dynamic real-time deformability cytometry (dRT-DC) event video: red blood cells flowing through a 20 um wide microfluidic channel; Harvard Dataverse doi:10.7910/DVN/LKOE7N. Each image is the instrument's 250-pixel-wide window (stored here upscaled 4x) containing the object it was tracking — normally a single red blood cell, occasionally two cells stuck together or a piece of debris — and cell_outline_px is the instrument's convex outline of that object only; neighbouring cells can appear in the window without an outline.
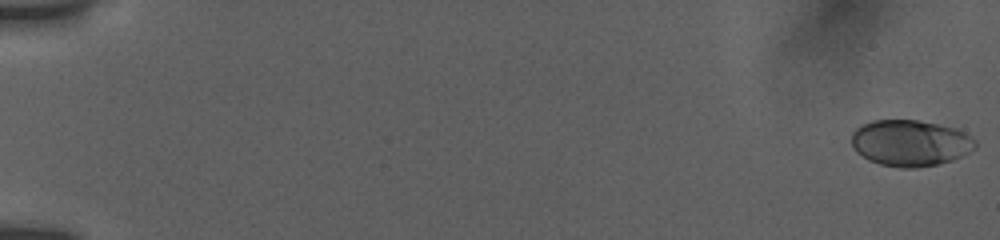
{"species": "human", "species_latin": "Homo sapiens", "temperature_condition": "room temperature", "stored_images_in_passage": 12, "camera_frame_rate_fps": 3000, "um_per_image_px": 0.085, "donor": {"sex": "female"}, "frame": {"image": 1, "passage_image": 1, "time_ms": 0.0, "image_size_px": [1000, 240], "cell_outline_px": [[976, 148], [952, 160], [936, 164], [916, 168], [900, 168], [880, 164], [868, 160], [856, 152], [852, 148], [852, 132], [856, 128], [872, 120], [916, 120], [956, 128], [972, 136], [976, 140]], "centroid_in_image_um": [77.36, 12.16], "position_along_channel_um": 7.6, "area_um2": 33.41}}
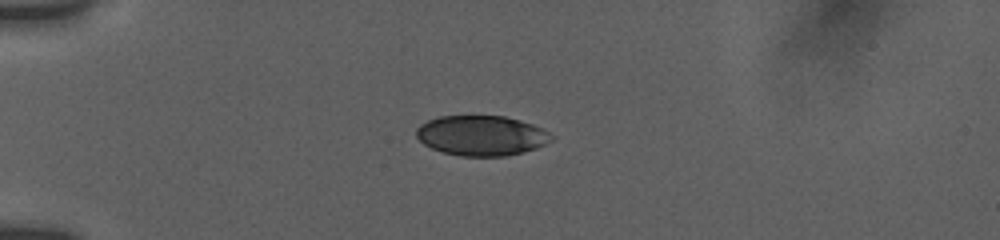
{"frame": {"image": 2, "passage_image": 7, "time_ms": 5.0, "image_size_px": [1000, 240], "cell_outline_px": [[556, 136], [552, 140], [536, 148], [508, 156], [460, 156], [444, 152], [432, 148], [424, 144], [416, 136], [416, 128], [420, 124], [428, 120], [440, 116], [504, 116], [520, 120], [544, 128]], "centroid_in_image_um": [40.95, 11.52], "position_along_channel_um": 44.0, "area_um2": 31.67}}
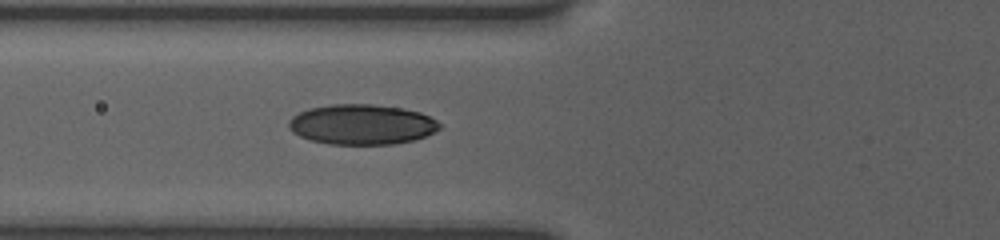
{"frame": {"image": 3, "passage_image": 12, "time_ms": 7.333, "image_size_px": [1000, 240], "cell_outline_px": [[440, 128], [436, 132], [416, 140], [392, 144], [328, 144], [308, 140], [292, 132], [288, 128], [288, 120], [292, 116], [308, 108], [332, 104], [372, 104], [404, 108], [420, 112], [436, 120], [440, 124]], "centroid_in_image_um": [30.74, 10.58], "position_along_channel_um": 95.1, "area_um2": 35.66}}